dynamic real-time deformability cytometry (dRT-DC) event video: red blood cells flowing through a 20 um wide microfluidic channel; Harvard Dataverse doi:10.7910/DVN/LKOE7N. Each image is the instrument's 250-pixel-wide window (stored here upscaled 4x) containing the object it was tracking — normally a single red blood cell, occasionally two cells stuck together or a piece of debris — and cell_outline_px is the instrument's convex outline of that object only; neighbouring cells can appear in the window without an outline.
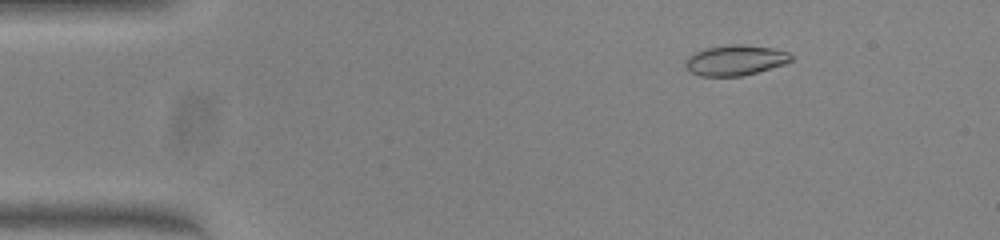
{"species": "common noctule bat (a hibernating species)", "species_latin": "Nyctalus noctula", "temperature_condition": "warm", "stored_images_in_passage": 51, "camera_frame_rate_fps": 3000, "um_per_image_px": 0.085, "animal": {"sex": "female", "body_mass_g": 23.0, "forearm_length_mm": 53.4}, "frame": {"image": 1, "passage_image": 7, "time_ms": 2.0, "image_size_px": [1000, 240], "cell_outline_px": [[792, 60], [784, 64], [756, 72], [740, 76], [700, 76], [692, 72], [684, 64], [684, 60], [688, 56], [704, 48], [732, 44], [740, 44], [772, 48], [788, 52], [792, 56]], "centroid_in_image_um": [62.48, 5.11], "position_along_channel_um": 22.5, "area_um2": 18.55}}
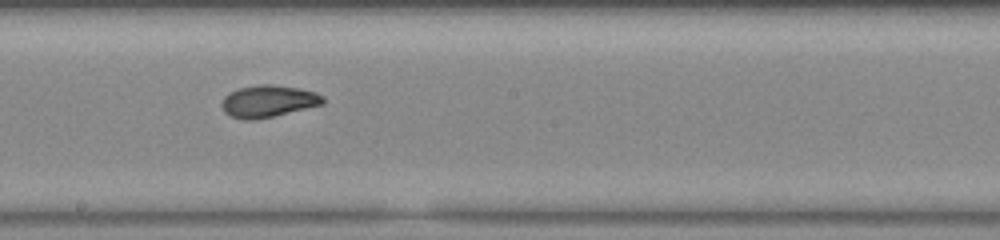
{"frame": {"image": 2, "passage_image": 28, "time_ms": 9.0, "image_size_px": [1000, 240], "cell_outline_px": [[324, 104], [256, 120], [244, 120], [232, 116], [224, 112], [220, 104], [224, 96], [228, 92], [240, 88], [260, 84], [272, 84], [296, 88], [316, 92], [324, 96]], "centroid_in_image_um": [22.78, 8.6], "position_along_channel_um": 225.4, "area_um2": 18.9}}
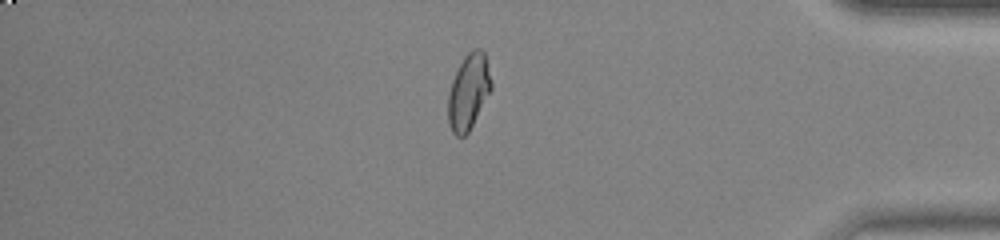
{"frame": {"image": 3, "passage_image": 43, "time_ms": 14.0, "image_size_px": [1000, 240], "cell_outline_px": [[492, 88], [468, 132], [464, 136], [456, 136], [452, 132], [448, 124], [448, 92], [452, 80], [464, 56], [472, 48], [480, 48], [484, 52], [492, 84]], "centroid_in_image_um": [39.81, 7.79], "position_along_channel_um": 395.4, "area_um2": 18.84}, "authors_computed_cell_mechanics": {"area_um2": 18.6116, "velocity_mm_per_s": 4.0388, "shape_relaxation_time_tau1_ms": 6.8222, "shape_relaxation_time_tau2_ms": 0.9097, "deformation_change_tau1": 0.2213, "deformation_change_tau2": 0.0612}}